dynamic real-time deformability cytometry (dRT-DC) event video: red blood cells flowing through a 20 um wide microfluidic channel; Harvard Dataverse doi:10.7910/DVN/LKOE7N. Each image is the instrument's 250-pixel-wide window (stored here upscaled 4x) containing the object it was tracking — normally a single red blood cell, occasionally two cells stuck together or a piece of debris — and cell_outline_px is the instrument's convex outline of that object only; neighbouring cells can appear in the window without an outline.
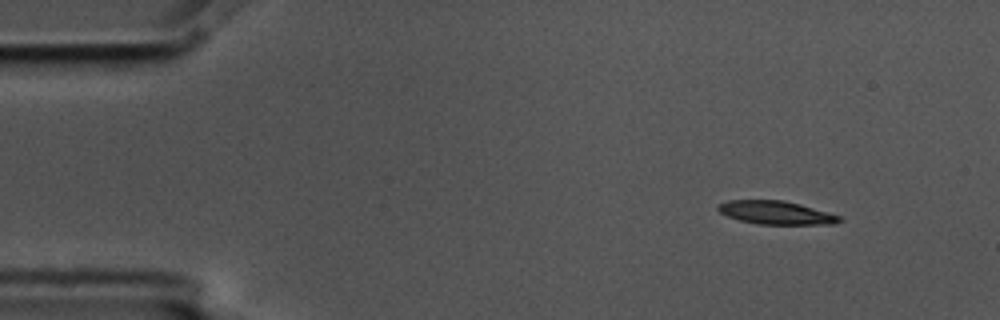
{"species": "common noctule bat (a hibernating species)", "species_latin": "Nyctalus noctula", "temperature_condition": "cold", "stored_images_in_passage": 8, "camera_frame_rate_fps": 3000, "um_per_image_px": 0.085, "animal": {"sex": "male", "body_mass_g": 17.5, "forearm_length_mm": 52.3}, "frame": {"image": 1, "passage_image": 1, "time_ms": 0.0, "image_size_px": [1000, 320], "cell_outline_px": [[844, 220], [836, 224], [756, 224], [740, 220], [728, 216], [720, 212], [716, 208], [720, 204], [728, 200], [784, 200], [800, 204], [828, 212], [840, 216]], "centroid_in_image_um": [65.99, 18.08], "position_along_channel_um": 19.0, "area_um2": 16.47}}
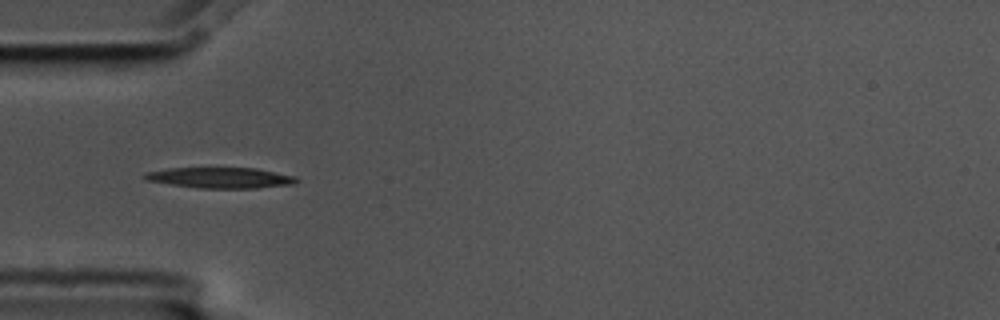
{"frame": {"image": 2, "passage_image": 4, "time_ms": 1.0, "image_size_px": [1000, 320], "cell_outline_px": [[300, 180], [296, 184], [256, 188], [200, 188], [168, 184], [148, 180], [140, 176], [144, 172], [168, 168], [256, 168], [296, 176]], "centroid_in_image_um": [18.75, 15.11], "position_along_channel_um": 66.3, "area_um2": 18.5}}